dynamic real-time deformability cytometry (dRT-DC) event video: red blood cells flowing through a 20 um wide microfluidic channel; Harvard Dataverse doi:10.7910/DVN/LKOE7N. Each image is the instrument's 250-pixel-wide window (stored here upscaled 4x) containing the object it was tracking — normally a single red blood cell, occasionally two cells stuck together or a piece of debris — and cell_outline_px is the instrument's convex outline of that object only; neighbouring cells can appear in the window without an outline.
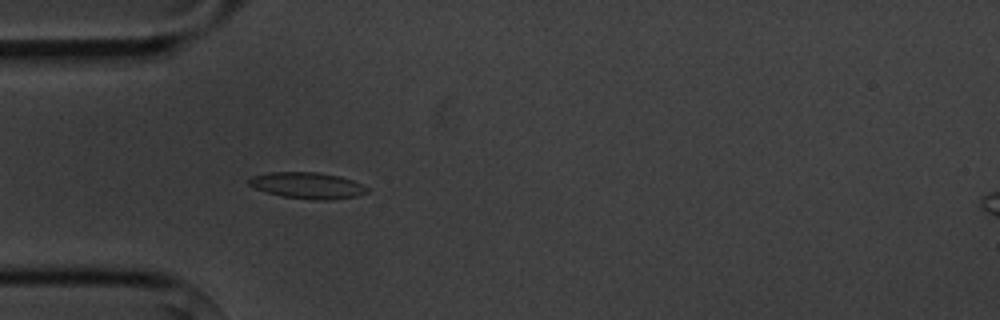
{"species": "common noctule bat (a hibernating species)", "species_latin": "Nyctalus noctula", "temperature_condition": "cold", "stored_images_in_passage": 4, "camera_frame_rate_fps": 3000, "um_per_image_px": 0.085, "animal": {"sex": "male", "body_mass_g": 20.1, "forearm_length_mm": 53.5}, "frame": {"image": 1, "passage_image": 4, "time_ms": 3.667, "image_size_px": [1000, 320], "cell_outline_px": [[368, 192], [356, 196], [328, 200], [316, 200], [280, 196], [264, 192], [248, 184], [248, 180], [252, 176], [268, 172], [320, 172], [340, 176], [352, 180], [368, 188]], "centroid_in_image_um": [26.11, 15.76], "position_along_channel_um": 58.9, "area_um2": 18.15}}